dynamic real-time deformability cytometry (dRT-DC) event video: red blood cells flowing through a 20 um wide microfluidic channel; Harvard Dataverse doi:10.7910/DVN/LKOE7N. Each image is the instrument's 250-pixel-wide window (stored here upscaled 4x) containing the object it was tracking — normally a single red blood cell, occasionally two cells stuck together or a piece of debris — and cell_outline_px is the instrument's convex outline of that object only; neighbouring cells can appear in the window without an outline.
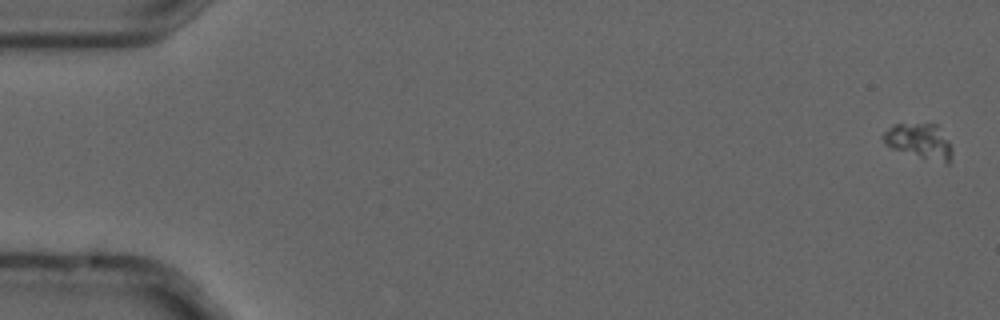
{"species": "common noctule bat (a hibernating species)", "species_latin": "Nyctalus noctula", "temperature_condition": "cold", "stored_images_in_passage": 6, "camera_frame_rate_fps": 3000, "um_per_image_px": 0.085, "animal": {"sex": "male", "forearm_length_mm": 52.5}, "frame": {"image": 1, "passage_image": 1, "time_ms": 0.0, "image_size_px": [1000, 320], "cell_outline_px": [[952, 160], [948, 164], [892, 148], [884, 144], [880, 136], [888, 128], [896, 124], [936, 124], [948, 140], [952, 148]], "centroid_in_image_um": [78.15, 11.99], "position_along_channel_um": 6.9, "area_um2": 13.93}}